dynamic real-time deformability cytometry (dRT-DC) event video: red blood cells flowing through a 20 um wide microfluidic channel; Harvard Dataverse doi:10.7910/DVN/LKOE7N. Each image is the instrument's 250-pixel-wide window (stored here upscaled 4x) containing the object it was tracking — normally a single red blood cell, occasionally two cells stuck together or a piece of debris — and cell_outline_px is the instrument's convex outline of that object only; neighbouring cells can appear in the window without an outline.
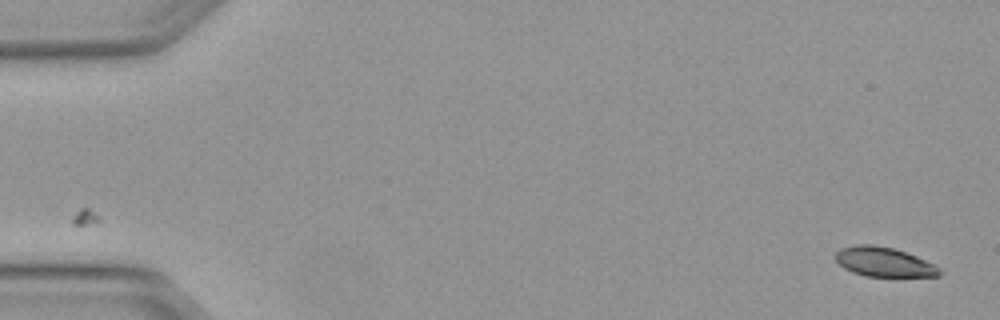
{"species": "Egyptian fruit bat (a non-hibernating species)", "species_latin": "Rousettus aegyptiacus", "temperature_condition": "warm", "stored_images_in_passage": 2, "camera_frame_rate_fps": 3000, "um_per_image_px": 0.085, "animal": {"sex": "female"}, "frame": {"image": 1, "passage_image": 2, "time_ms": 0.333, "image_size_px": [1000, 320], "cell_outline_px": [[940, 276], [864, 276], [852, 272], [844, 268], [836, 260], [836, 252], [840, 248], [856, 244], [872, 244], [892, 248], [916, 256], [940, 268]], "centroid_in_image_um": [75.09, 22.26], "position_along_channel_um": 9.9, "area_um2": 17.63}}